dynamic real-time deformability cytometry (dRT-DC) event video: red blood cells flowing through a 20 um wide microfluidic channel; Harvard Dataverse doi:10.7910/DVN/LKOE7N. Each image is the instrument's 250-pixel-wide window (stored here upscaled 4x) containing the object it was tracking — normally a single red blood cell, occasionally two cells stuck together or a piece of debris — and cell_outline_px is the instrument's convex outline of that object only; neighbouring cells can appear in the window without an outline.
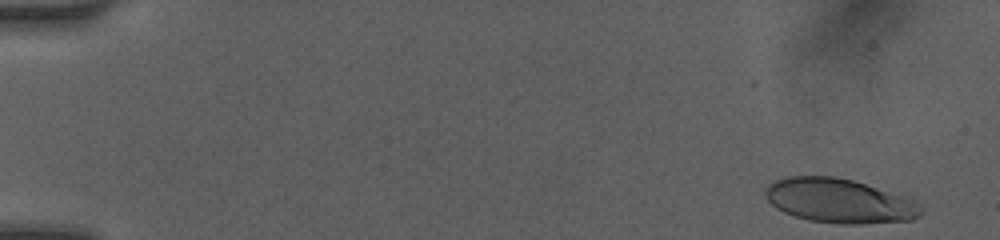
{"species": "human", "species_latin": "Homo sapiens", "temperature_condition": "room temperature", "stored_images_in_passage": 27, "camera_frame_rate_fps": 3000, "um_per_image_px": 0.085, "donor": {"sex": "female"}, "frame": {"image": 1, "passage_image": 2, "time_ms": 0.333, "image_size_px": [1000, 240], "cell_outline_px": [[924, 212], [920, 216], [912, 220], [860, 224], [840, 224], [808, 220], [784, 212], [776, 208], [764, 196], [764, 192], [768, 184], [772, 180], [788, 176], [836, 176], [852, 180], [912, 200], [920, 204], [924, 208]], "centroid_in_image_um": [71.3, 17.07], "position_along_channel_um": 13.7, "area_um2": 40.11}}
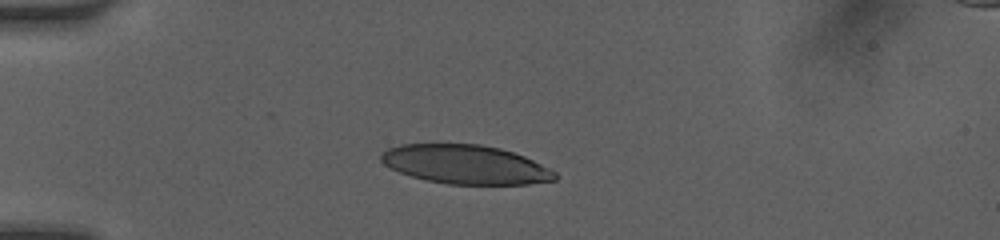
{"frame": {"image": 2, "passage_image": 22, "time_ms": 4.0, "image_size_px": [1000, 240], "cell_outline_px": [[560, 176], [556, 180], [528, 184], [448, 184], [428, 180], [412, 176], [400, 172], [384, 164], [380, 160], [380, 152], [388, 148], [400, 144], [480, 144], [500, 148], [524, 156], [556, 172]], "centroid_in_image_um": [39.57, 13.97], "position_along_channel_um": 45.4, "area_um2": 39.42}}